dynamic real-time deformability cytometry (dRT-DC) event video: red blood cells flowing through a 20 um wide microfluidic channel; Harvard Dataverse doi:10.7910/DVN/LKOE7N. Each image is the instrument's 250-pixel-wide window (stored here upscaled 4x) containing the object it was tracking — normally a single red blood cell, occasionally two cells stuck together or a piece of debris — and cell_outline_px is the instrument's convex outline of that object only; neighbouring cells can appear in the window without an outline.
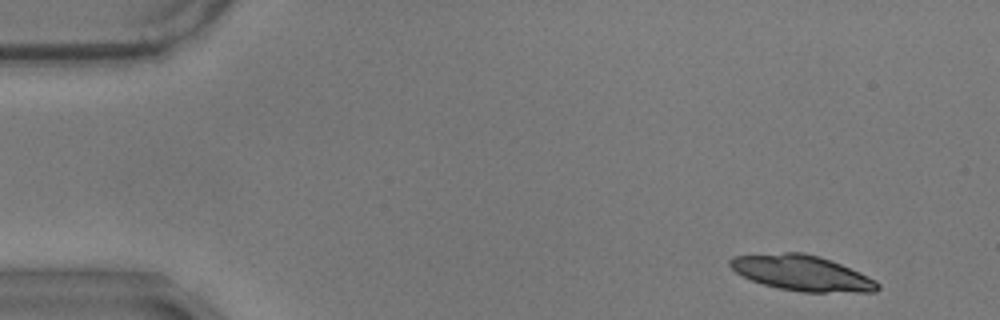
{"species": "common noctule bat (a hibernating species)", "species_latin": "Nyctalus noctula", "temperature_condition": "warm", "stored_images_in_passage": 16, "camera_frame_rate_fps": 3000, "um_per_image_px": 0.085, "animal": {"sex": "male", "body_mass_g": 17.9}, "frame": {"image": 1, "passage_image": 3, "time_ms": 0.667, "image_size_px": [1000, 320], "cell_outline_px": [[880, 288], [876, 292], [804, 292], [780, 288], [764, 284], [752, 280], [736, 272], [728, 264], [728, 260], [732, 256], [784, 252], [800, 252], [820, 256], [860, 272], [876, 280], [880, 284]], "centroid_in_image_um": [68.19, 23.2], "position_along_channel_um": 16.8, "area_um2": 30.4}}